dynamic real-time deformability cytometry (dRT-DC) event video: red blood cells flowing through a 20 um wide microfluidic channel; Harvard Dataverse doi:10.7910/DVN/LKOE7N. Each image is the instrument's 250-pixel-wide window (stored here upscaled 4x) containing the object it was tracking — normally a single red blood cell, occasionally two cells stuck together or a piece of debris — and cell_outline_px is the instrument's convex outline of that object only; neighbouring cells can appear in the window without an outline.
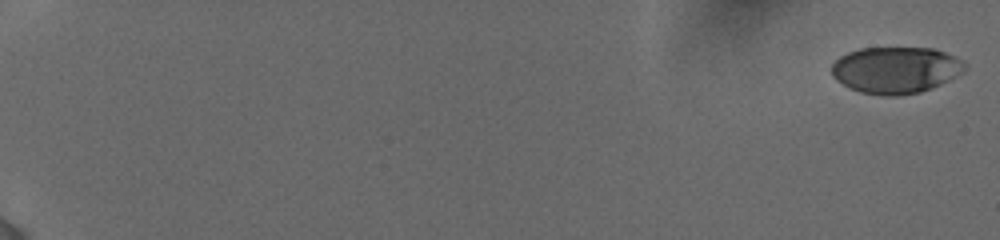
{"species": "human", "species_latin": "Homo sapiens", "temperature_condition": "cold", "stored_images_in_passage": 13, "camera_frame_rate_fps": 3000, "um_per_image_px": 0.085, "donor": {"sex": "female"}, "frame": {"image": 1, "passage_image": 1, "time_ms": 0.0, "image_size_px": [1000, 240], "cell_outline_px": [[964, 72], [932, 88], [920, 92], [896, 96], [888, 96], [860, 92], [848, 88], [836, 80], [832, 76], [832, 64], [840, 56], [848, 52], [860, 48], [932, 48], [944, 52], [964, 60]], "centroid_in_image_um": [76.12, 5.95], "position_along_channel_um": 8.9, "area_um2": 36.18}}
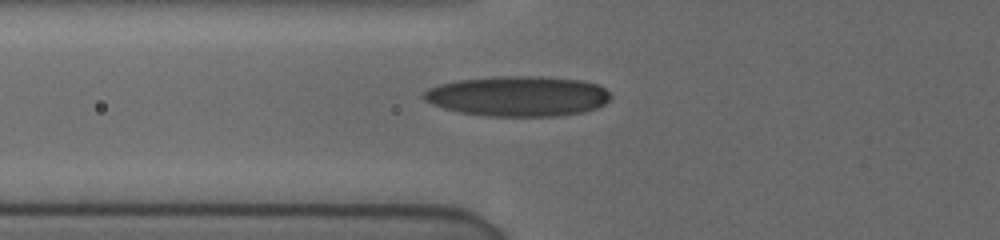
{"frame": {"image": 2, "passage_image": 10, "time_ms": 7.667, "image_size_px": [1000, 240], "cell_outline_px": [[612, 96], [604, 104], [596, 108], [584, 112], [560, 116], [488, 116], [460, 112], [444, 108], [432, 104], [424, 100], [424, 92], [428, 88], [440, 84], [456, 80], [496, 76], [540, 76], [584, 80], [600, 84]], "centroid_in_image_um": [44.06, 8.16], "position_along_channel_um": 81.7, "area_um2": 44.1}}
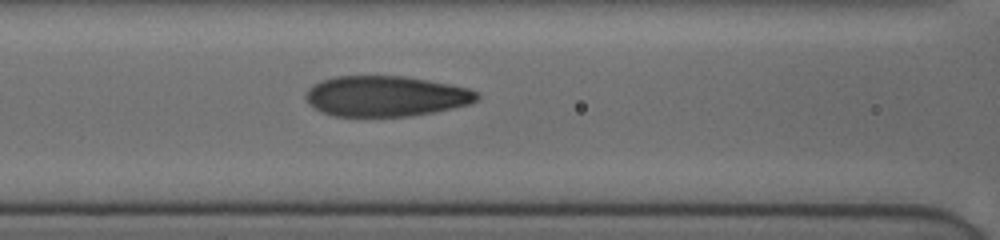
{"frame": {"image": 3, "passage_image": 13, "time_ms": 9.0, "image_size_px": [1000, 240], "cell_outline_px": [[480, 96], [472, 104], [436, 112], [412, 116], [332, 116], [320, 112], [308, 104], [304, 96], [308, 88], [312, 84], [320, 80], [336, 76], [404, 76], [428, 80], [468, 88], [480, 92]], "centroid_in_image_um": [32.78, 8.18], "position_along_channel_um": 133.8, "area_um2": 40.98}}